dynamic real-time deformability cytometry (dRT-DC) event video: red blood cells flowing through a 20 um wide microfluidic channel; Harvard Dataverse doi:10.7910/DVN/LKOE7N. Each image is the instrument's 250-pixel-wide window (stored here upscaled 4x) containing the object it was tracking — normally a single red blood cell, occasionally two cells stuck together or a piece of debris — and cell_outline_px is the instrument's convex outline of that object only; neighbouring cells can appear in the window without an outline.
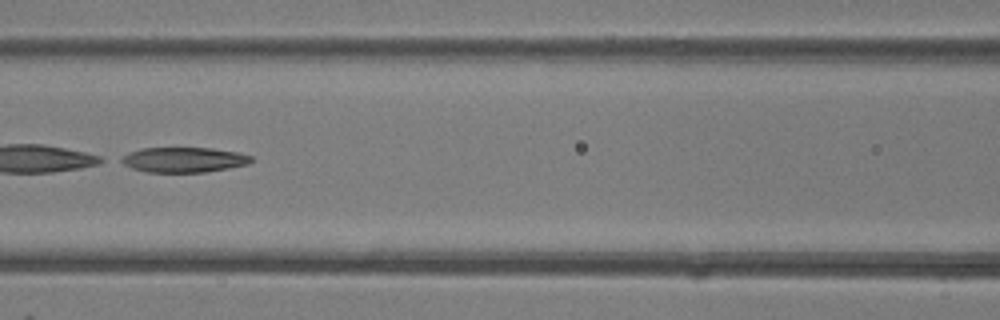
{"species": "common noctule bat (a hibernating species)", "species_latin": "Nyctalus noctula", "temperature_condition": "room temperature", "stored_images_in_passage": 38, "camera_frame_rate_fps": 3000, "um_per_image_px": 0.085, "animal": {"sex": "female"}, "frame": {"image": 1, "passage_image": 17, "time_ms": 5.333, "image_size_px": [1000, 320], "cell_outline_px": [[252, 160], [248, 164], [228, 168], [204, 172], [144, 172], [132, 168], [116, 160], [120, 156], [140, 148], [212, 148], [240, 152], [252, 156]], "centroid_in_image_um": [15.58, 13.57], "position_along_channel_um": 151.0, "area_um2": 19.19}}
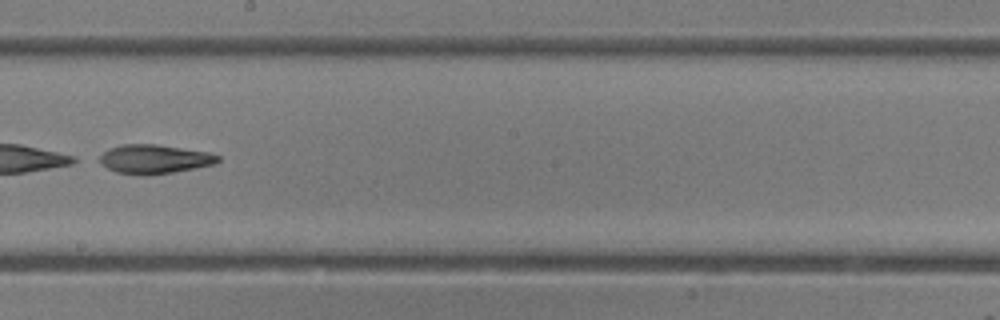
{"frame": {"image": 2, "passage_image": 22, "time_ms": 7.0, "image_size_px": [1000, 320], "cell_outline_px": [[220, 160], [212, 164], [172, 172], [144, 176], [116, 172], [92, 160], [108, 148], [120, 144], [156, 144], [208, 152], [220, 156]], "centroid_in_image_um": [12.99, 13.52], "position_along_channel_um": 235.2, "area_um2": 20.23}}
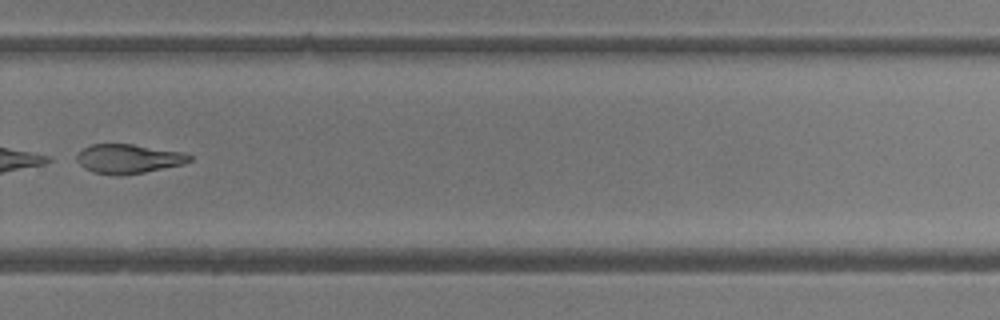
{"frame": {"image": 3, "passage_image": 27, "time_ms": 8.667, "image_size_px": [1000, 320], "cell_outline_px": [[192, 160], [184, 164], [144, 172], [120, 176], [116, 176], [92, 172], [84, 168], [76, 160], [76, 156], [84, 148], [92, 144], [132, 144], [184, 152], [192, 156]], "centroid_in_image_um": [10.92, 13.5], "position_along_channel_um": 318.9, "area_um2": 19.31}}